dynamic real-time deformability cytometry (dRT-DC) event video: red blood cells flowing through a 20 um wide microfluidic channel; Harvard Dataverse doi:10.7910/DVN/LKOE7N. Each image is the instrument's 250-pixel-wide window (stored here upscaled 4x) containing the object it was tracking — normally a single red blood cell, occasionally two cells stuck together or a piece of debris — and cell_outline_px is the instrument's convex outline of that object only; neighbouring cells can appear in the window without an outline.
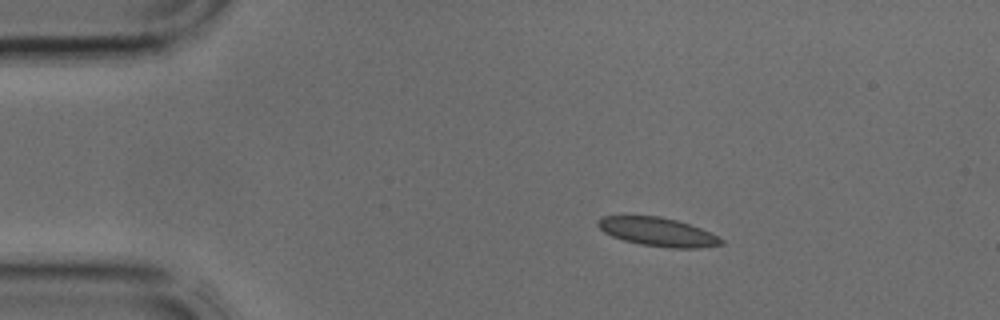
{"species": "common noctule bat (a hibernating species)", "species_latin": "Nyctalus noctula", "temperature_condition": "cold", "stored_images_in_passage": 2, "camera_frame_rate_fps": 3000, "um_per_image_px": 0.085, "animal": {"sex": "male", "body_mass_g": 17.9, "forearm_length_mm": 54.2}, "frame": {"image": 1, "passage_image": 1, "time_ms": 0.0, "image_size_px": [1000, 320], "cell_outline_px": [[724, 244], [696, 248], [668, 248], [640, 244], [624, 240], [612, 236], [604, 232], [596, 224], [596, 220], [600, 216], [660, 216], [676, 220], [700, 228], [724, 240]], "centroid_in_image_um": [55.87, 19.71], "position_along_channel_um": 29.1, "area_um2": 20.46}}